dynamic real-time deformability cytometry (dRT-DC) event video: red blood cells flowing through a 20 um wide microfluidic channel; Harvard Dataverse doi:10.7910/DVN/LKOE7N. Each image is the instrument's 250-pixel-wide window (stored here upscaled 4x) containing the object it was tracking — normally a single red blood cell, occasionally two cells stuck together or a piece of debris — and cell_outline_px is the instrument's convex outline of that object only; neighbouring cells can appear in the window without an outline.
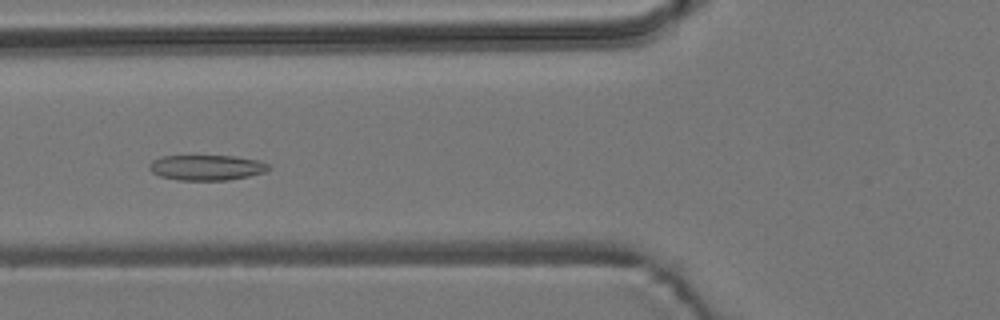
{"species": "common noctule bat (a hibernating species)", "species_latin": "Nyctalus noctula", "temperature_condition": "room temperature", "stored_images_in_passage": 16, "segment_of_instrument_passage": [1, 2], "camera_frame_rate_fps": 3000, "um_per_image_px": 0.085, "animal": {"sex": "male", "body_mass_g": 19.2, "forearm_length_mm": 51.8}, "frame": {"image": 1, "passage_image": 6, "time_ms": 6.667, "image_size_px": [1000, 320], "cell_outline_px": [[272, 168], [264, 172], [248, 176], [228, 180], [176, 180], [160, 176], [152, 172], [148, 168], [148, 164], [152, 160], [160, 156], [232, 156], [260, 160], [268, 164]], "centroid_in_image_um": [17.54, 14.24], "position_along_channel_um": 108.3, "area_um2": 17.74}}
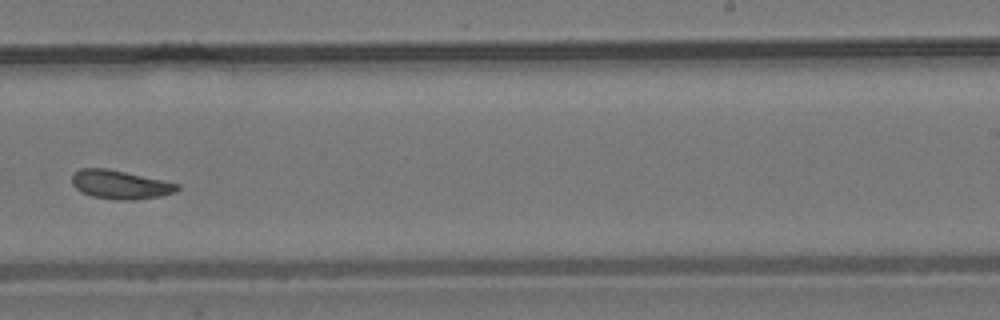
{"frame": {"image": 2, "passage_image": 10, "time_ms": 11.333, "image_size_px": [1000, 320], "cell_outline_px": [[180, 188], [176, 192], [160, 196], [132, 200], [116, 200], [92, 196], [80, 192], [72, 184], [72, 176], [80, 168], [108, 168], [180, 184]], "centroid_in_image_um": [10.22, 15.69], "position_along_channel_um": 278.8, "area_um2": 17.63}}
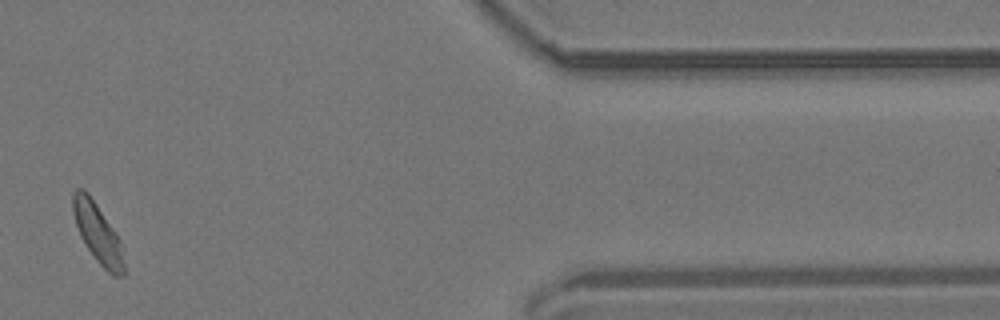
{"frame": {"image": 3, "passage_image": 14, "time_ms": 16.0, "image_size_px": [1000, 320], "cell_outline_px": [[124, 276], [112, 276], [96, 260], [80, 236], [76, 224], [72, 208], [72, 192], [76, 188], [84, 188], [88, 192], [120, 240], [124, 264]], "centroid_in_image_um": [8.28, 19.8], "position_along_channel_um": 403.1, "area_um2": 17.4}}